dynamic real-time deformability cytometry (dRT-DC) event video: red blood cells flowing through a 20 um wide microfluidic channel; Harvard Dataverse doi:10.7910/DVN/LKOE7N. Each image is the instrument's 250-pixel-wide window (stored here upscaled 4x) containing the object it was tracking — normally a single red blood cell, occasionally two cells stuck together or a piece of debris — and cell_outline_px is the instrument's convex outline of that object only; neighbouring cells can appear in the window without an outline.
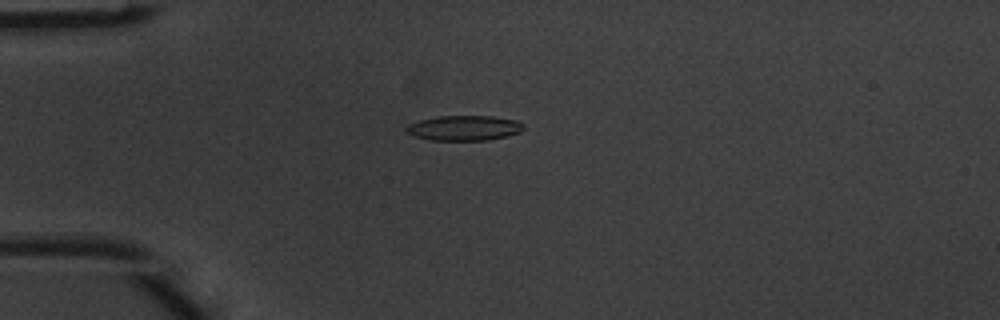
{"species": "common noctule bat (a hibernating species)", "species_latin": "Nyctalus noctula", "temperature_condition": "warm", "stored_images_in_passage": 3, "camera_frame_rate_fps": 3000, "um_per_image_px": 0.085, "animal": {"sex": "male", "body_mass_g": 20.1, "forearm_length_mm": 53.5}, "frame": {"image": 1, "passage_image": 2, "time_ms": 0.333, "image_size_px": [1000, 320], "cell_outline_px": [[524, 128], [520, 132], [508, 136], [488, 140], [428, 140], [412, 136], [404, 132], [404, 128], [408, 124], [420, 120], [436, 116], [492, 116], [516, 120], [524, 124]], "centroid_in_image_um": [39.41, 10.88], "position_along_channel_um": 45.6, "area_um2": 17.4}}